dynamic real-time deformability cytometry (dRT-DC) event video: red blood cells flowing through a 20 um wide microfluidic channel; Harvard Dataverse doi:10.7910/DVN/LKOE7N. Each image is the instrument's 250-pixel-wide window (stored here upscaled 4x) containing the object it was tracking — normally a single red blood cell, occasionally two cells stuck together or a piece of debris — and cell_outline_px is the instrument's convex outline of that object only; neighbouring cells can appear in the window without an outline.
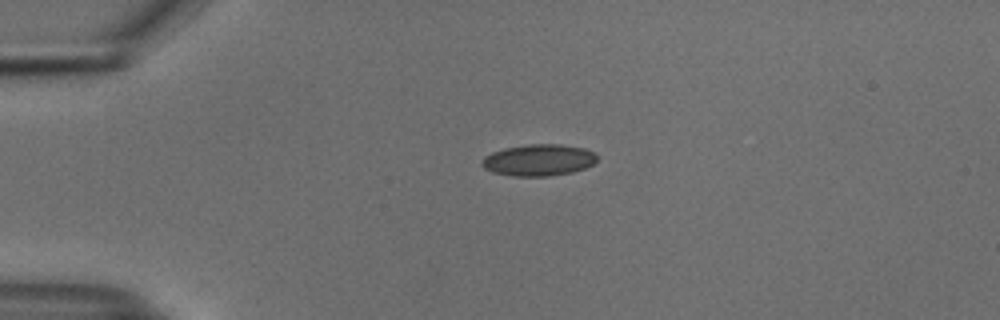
{"species": "common noctule bat (a hibernating species)", "species_latin": "Nyctalus noctula", "temperature_condition": "cold", "stored_images_in_passage": 37, "camera_frame_rate_fps": 3000, "um_per_image_px": 0.085, "animal": {"sex": "male", "body_mass_g": 18.8}, "frame": {"image": 1, "passage_image": 1, "time_ms": 0.0, "image_size_px": [1000, 320], "cell_outline_px": [[596, 160], [592, 164], [584, 168], [572, 172], [548, 176], [512, 176], [492, 172], [484, 168], [480, 164], [484, 156], [492, 152], [504, 148], [528, 144], [560, 144], [584, 148], [592, 152], [596, 156]], "centroid_in_image_um": [45.74, 13.6], "position_along_channel_um": 39.3, "area_um2": 21.15}}
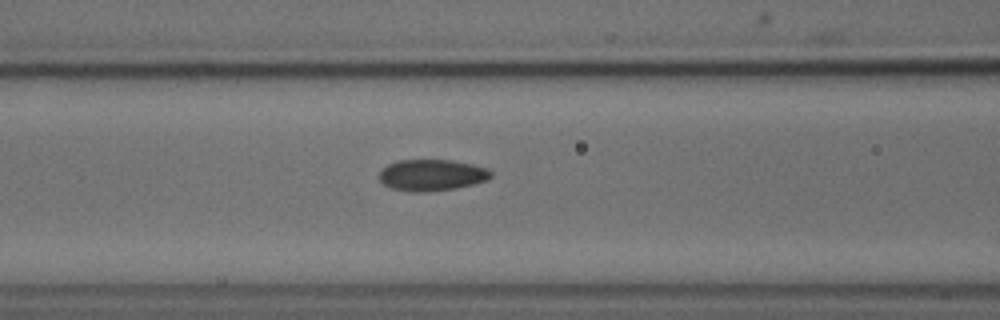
{"frame": {"image": 2, "passage_image": 11, "time_ms": 3.333, "image_size_px": [1000, 320], "cell_outline_px": [[492, 176], [488, 180], [456, 188], [428, 192], [412, 192], [392, 188], [384, 184], [376, 176], [388, 164], [396, 160], [452, 160], [472, 164], [488, 168], [492, 172]], "centroid_in_image_um": [36.7, 14.88], "position_along_channel_um": 129.9, "area_um2": 20.58}}
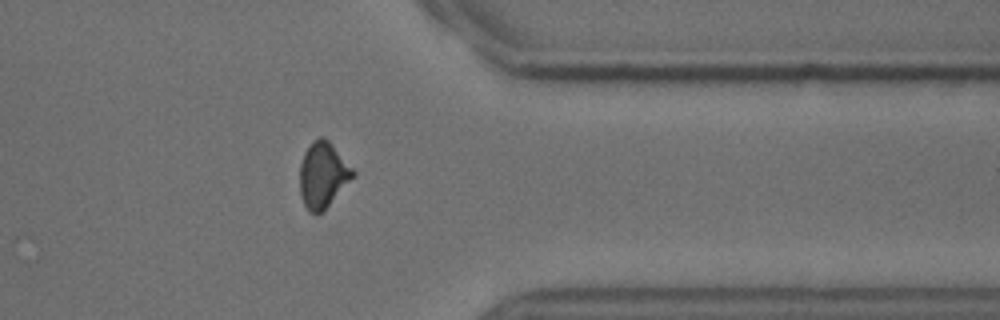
{"frame": {"image": 3, "passage_image": 32, "time_ms": 10.333, "image_size_px": [1000, 320], "cell_outline_px": [[356, 176], [316, 216], [308, 212], [300, 196], [300, 164], [304, 152], [312, 140], [320, 136], [324, 136], [332, 144], [356, 172]], "centroid_in_image_um": [27.44, 14.85], "position_along_channel_um": 384.0, "area_um2": 20.4}, "authors_computed_cell_mechanics": {"area_um2": 20.3456, "velocity_mm_per_s": 3.75, "shape_relaxation_time_tau1_ms": null, "shape_relaxation_time_tau2_ms": 2.3884, "deformation_change_tau1": null, "deformation_change_tau2": 0.0745}}